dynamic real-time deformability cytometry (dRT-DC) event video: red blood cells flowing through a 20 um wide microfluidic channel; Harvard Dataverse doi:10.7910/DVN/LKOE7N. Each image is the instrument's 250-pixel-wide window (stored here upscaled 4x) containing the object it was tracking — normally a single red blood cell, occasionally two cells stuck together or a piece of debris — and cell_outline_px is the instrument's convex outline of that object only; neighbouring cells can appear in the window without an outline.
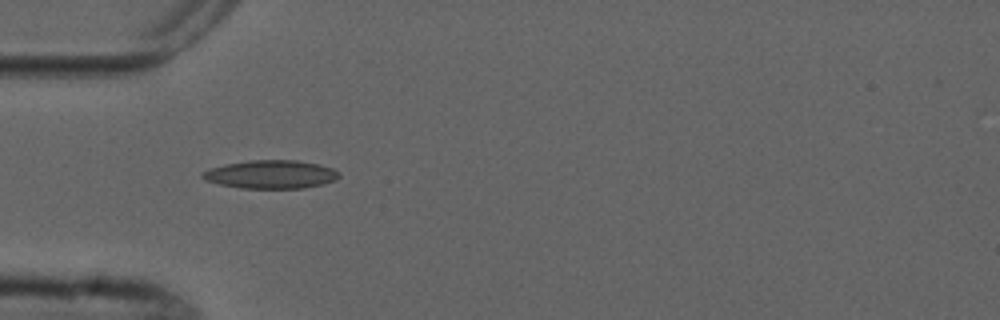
{"species": "common noctule bat (a hibernating species)", "species_latin": "Nyctalus noctula", "temperature_condition": "cold", "stored_images_in_passage": 5, "camera_frame_rate_fps": 3000, "um_per_image_px": 0.085, "animal": {"sex": "male", "forearm_length_mm": 52.5}, "frame": {"image": 1, "passage_image": 4, "time_ms": 3.667, "image_size_px": [1000, 320], "cell_outline_px": [[340, 176], [336, 180], [324, 184], [304, 188], [240, 188], [220, 184], [204, 180], [200, 176], [200, 172], [208, 168], [224, 164], [248, 160], [296, 160], [320, 164], [332, 168], [340, 172]], "centroid_in_image_um": [23.01, 14.81], "position_along_channel_um": 62.0, "area_um2": 22.89}}
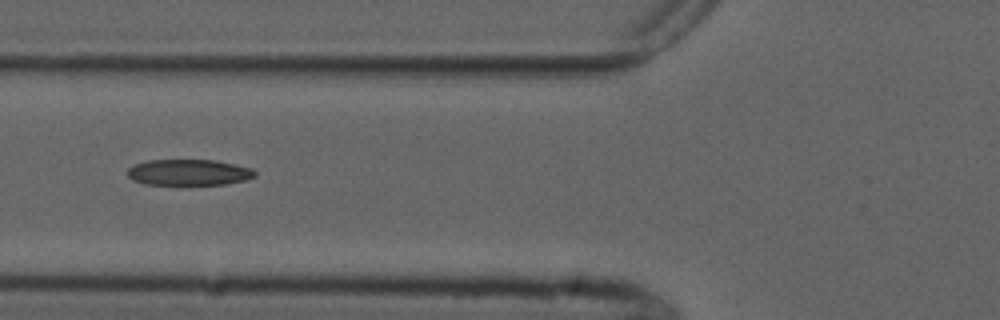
{"frame": {"image": 2, "passage_image": 5, "time_ms": 5.0, "image_size_px": [1000, 320], "cell_outline_px": [[256, 176], [244, 180], [224, 184], [144, 184], [132, 180], [128, 176], [128, 168], [136, 164], [148, 160], [216, 160], [252, 168], [256, 172]], "centroid_in_image_um": [16.05, 14.64], "position_along_channel_um": 109.8, "area_um2": 19.19}}